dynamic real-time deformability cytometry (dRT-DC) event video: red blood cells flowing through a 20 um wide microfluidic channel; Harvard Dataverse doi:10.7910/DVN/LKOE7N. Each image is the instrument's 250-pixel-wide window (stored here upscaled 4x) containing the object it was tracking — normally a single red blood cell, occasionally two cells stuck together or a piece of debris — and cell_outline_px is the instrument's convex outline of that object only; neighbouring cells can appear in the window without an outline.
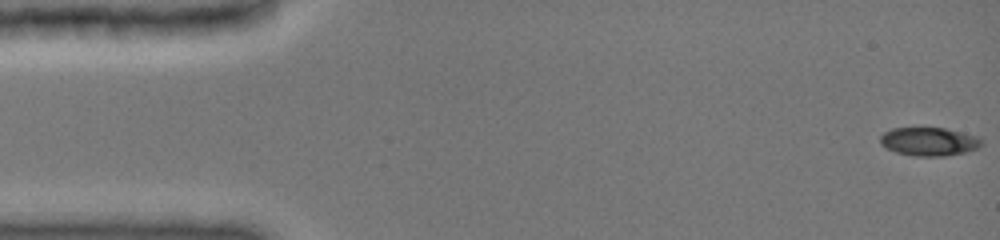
{"species": "common noctule bat (a hibernating species)", "species_latin": "Nyctalus noctula", "temperature_condition": "cold", "stored_images_in_passage": 31, "camera_frame_rate_fps": 3000, "um_per_image_px": 0.085, "animal": {"sex": "female", "body_mass_g": 19.0, "forearm_length_mm": 51.5}, "frame": {"image": 1, "passage_image": 1, "time_ms": 0.0, "image_size_px": [1000, 240], "cell_outline_px": [[984, 144], [980, 148], [964, 152], [944, 156], [916, 156], [896, 152], [880, 144], [880, 136], [884, 132], [892, 128], [944, 128], [976, 136]], "centroid_in_image_um": [78.96, 12.03], "position_along_channel_um": 6.0, "area_um2": 16.65}}
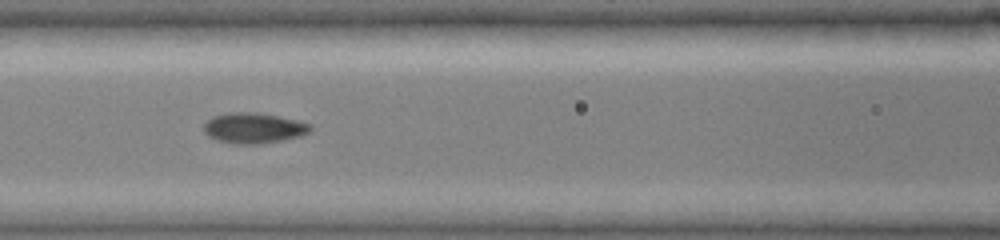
{"frame": {"image": 2, "passage_image": 14, "time_ms": 6.667, "image_size_px": [1000, 240], "cell_outline_px": [[312, 128], [308, 132], [300, 136], [260, 144], [232, 144], [216, 140], [208, 136], [204, 132], [204, 124], [212, 116], [228, 112], [256, 112], [296, 120], [312, 124]], "centroid_in_image_um": [21.52, 10.88], "position_along_channel_um": 145.1, "area_um2": 18.96}}
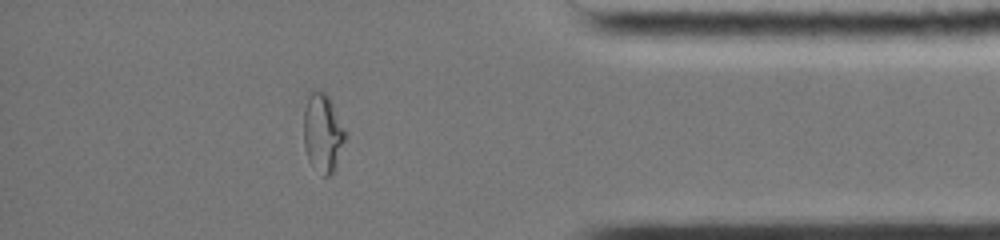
{"frame": {"image": 3, "passage_image": 27, "time_ms": 13.667, "image_size_px": [1000, 240], "cell_outline_px": [[348, 132], [336, 168], [328, 176], [324, 176], [308, 160], [304, 148], [304, 112], [308, 96], [312, 92], [324, 92], [328, 96]], "centroid_in_image_um": [27.46, 11.32], "position_along_channel_um": 407.7, "area_um2": 19.02}}